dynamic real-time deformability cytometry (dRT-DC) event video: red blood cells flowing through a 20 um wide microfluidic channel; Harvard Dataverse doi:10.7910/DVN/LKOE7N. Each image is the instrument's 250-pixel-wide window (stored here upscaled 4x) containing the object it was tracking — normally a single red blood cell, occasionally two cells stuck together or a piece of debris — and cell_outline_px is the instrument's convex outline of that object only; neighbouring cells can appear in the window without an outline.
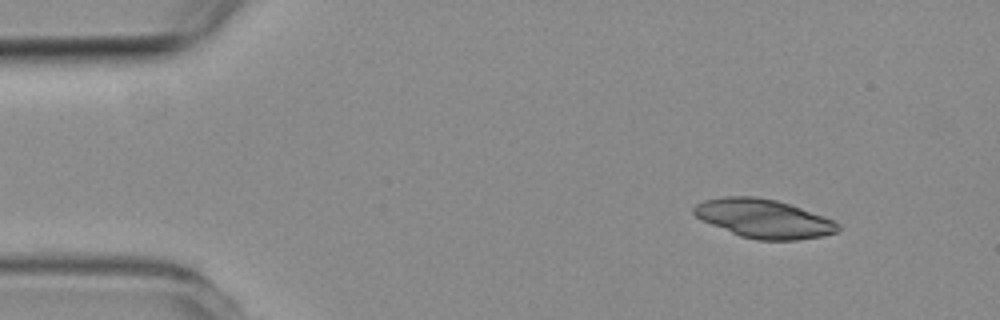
{"species": "common noctule bat (a hibernating species)", "species_latin": "Nyctalus noctula", "temperature_condition": "room temperature", "stored_images_in_passage": 4, "camera_frame_rate_fps": 3000, "um_per_image_px": 0.085, "animal": {"sex": "female", "body_mass_g": 19.3, "forearm_length_mm": 54.1}, "frame": {"image": 1, "passage_image": 1, "time_ms": 0.0, "image_size_px": [1000, 320], "cell_outline_px": [[840, 232], [824, 236], [796, 240], [756, 240], [740, 236], [712, 224], [696, 216], [692, 212], [692, 208], [696, 204], [704, 200], [724, 196], [756, 196], [776, 200], [800, 208], [832, 220], [840, 224]], "centroid_in_image_um": [64.92, 18.58], "position_along_channel_um": 20.1, "area_um2": 32.37}}